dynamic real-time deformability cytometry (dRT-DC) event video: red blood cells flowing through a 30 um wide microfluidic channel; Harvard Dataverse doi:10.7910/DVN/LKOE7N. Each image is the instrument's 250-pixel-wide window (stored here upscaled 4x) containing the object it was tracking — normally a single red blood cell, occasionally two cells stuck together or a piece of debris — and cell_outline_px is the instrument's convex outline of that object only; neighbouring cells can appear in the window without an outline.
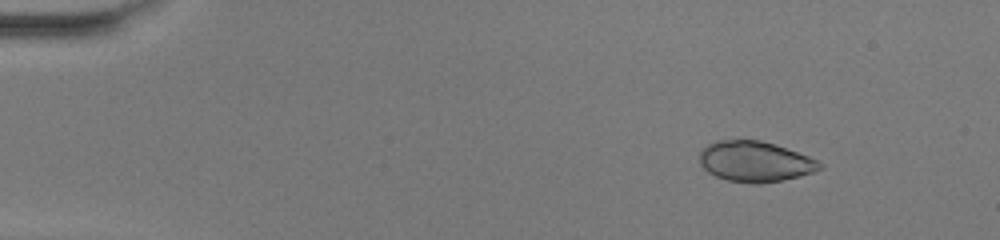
{"species": "common noctule bat (a hibernating species)", "species_latin": "Nyctalus noctula", "temperature_condition": "warm", "stored_images_in_passage": 45, "camera_frame_rate_fps": 3000, "um_per_image_px": 0.085, "animal": {"sex": "female", "body_mass_g": 20.0, "forearm_length_mm": 54.0}, "frame": {"image": 1, "passage_image": 1, "time_ms": 0.0, "image_size_px": [1000, 240], "cell_outline_px": [[824, 164], [820, 168], [812, 172], [800, 176], [760, 184], [752, 184], [728, 180], [716, 176], [708, 172], [700, 164], [700, 152], [708, 144], [716, 140], [760, 140], [808, 156]], "centroid_in_image_um": [64.15, 13.74], "position_along_channel_um": 20.9, "area_um2": 28.03}}
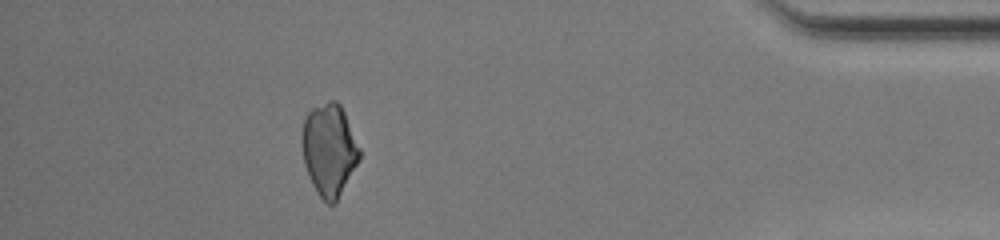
{"frame": {"image": 2, "passage_image": 40, "time_ms": 13.0, "image_size_px": [1000, 240], "cell_outline_px": [[360, 160], [336, 204], [328, 204], [316, 192], [312, 184], [304, 164], [300, 144], [300, 140], [304, 120], [308, 112], [312, 108], [328, 100], [336, 100], [340, 104], [344, 112], [360, 148]], "centroid_in_image_um": [27.97, 12.74], "position_along_channel_um": 407.2, "area_um2": 31.27}}